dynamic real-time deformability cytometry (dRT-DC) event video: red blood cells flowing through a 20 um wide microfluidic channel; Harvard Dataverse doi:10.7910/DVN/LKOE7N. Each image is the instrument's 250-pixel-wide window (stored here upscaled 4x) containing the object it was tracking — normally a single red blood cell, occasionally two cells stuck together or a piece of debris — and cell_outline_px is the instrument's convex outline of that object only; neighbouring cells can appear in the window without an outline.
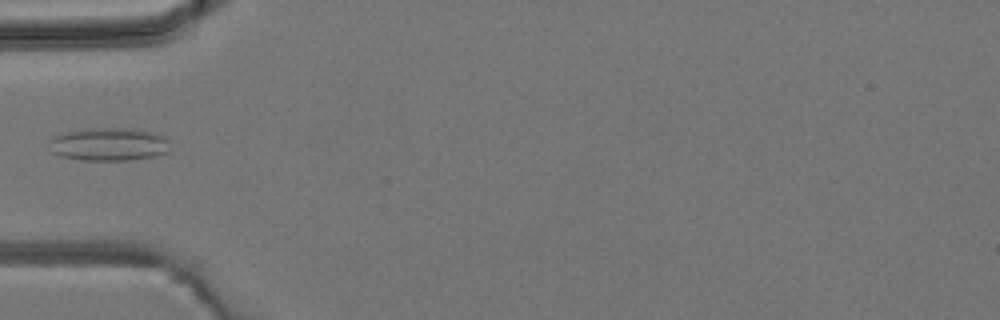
{"species": "common noctule bat (a hibernating species)", "species_latin": "Nyctalus noctula", "temperature_condition": "room temperature", "stored_images_in_passage": 4, "camera_frame_rate_fps": 3000, "um_per_image_px": 0.085, "animal": {"sex": "male", "body_mass_g": 19.2, "forearm_length_mm": 51.8}, "frame": {"image": 1, "passage_image": 3, "time_ms": 3.333, "image_size_px": [1000, 320], "cell_outline_px": [[168, 152], [156, 156], [128, 160], [84, 160], [60, 156], [52, 152], [48, 140], [52, 136], [60, 132], [80, 128], [132, 128], [152, 132], [164, 136], [168, 140]], "centroid_in_image_um": [9.2, 12.24], "position_along_channel_um": 75.8, "area_um2": 23.7}}